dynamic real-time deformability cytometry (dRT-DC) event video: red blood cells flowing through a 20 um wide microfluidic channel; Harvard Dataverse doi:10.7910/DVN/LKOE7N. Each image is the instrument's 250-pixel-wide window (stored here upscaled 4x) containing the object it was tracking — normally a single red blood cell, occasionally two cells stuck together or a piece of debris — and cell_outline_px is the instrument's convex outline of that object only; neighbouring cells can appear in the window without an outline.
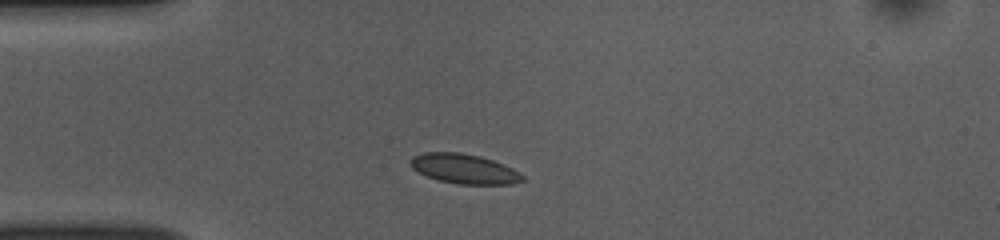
{"species": "common noctule bat (a hibernating species)", "species_latin": "Nyctalus noctula", "temperature_condition": "room temperature", "stored_images_in_passage": 40, "camera_frame_rate_fps": 3000, "um_per_image_px": 0.085, "animal": {"sex": "female", "body_mass_g": 10.0, "forearm_length_mm": 53.1}, "frame": {"image": 1, "passage_image": 1, "time_ms": 0.0, "image_size_px": [1000, 240], "cell_outline_px": [[524, 180], [512, 184], [460, 184], [440, 180], [428, 176], [412, 168], [408, 164], [408, 160], [412, 156], [424, 152], [460, 152], [480, 156], [504, 164], [520, 172], [524, 176]], "centroid_in_image_um": [39.45, 14.33], "position_along_channel_um": 45.6, "area_um2": 19.42}}
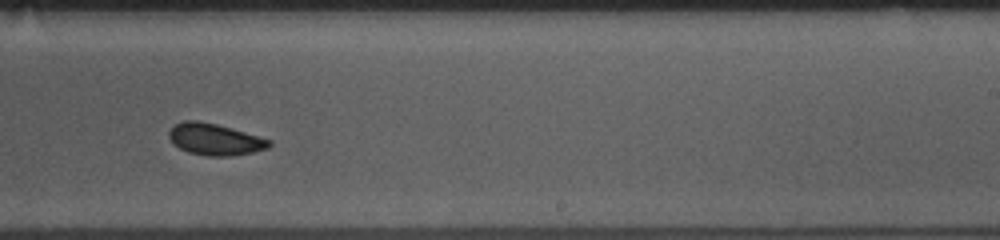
{"frame": {"image": 2, "passage_image": 20, "time_ms": 6.333, "image_size_px": [1000, 240], "cell_outline_px": [[272, 144], [268, 148], [252, 152], [232, 156], [208, 156], [188, 152], [172, 144], [168, 136], [168, 132], [176, 124], [184, 120], [196, 120], [216, 124], [232, 128], [272, 140]], "centroid_in_image_um": [18.26, 11.85], "position_along_channel_um": 270.7, "area_um2": 18.5}}
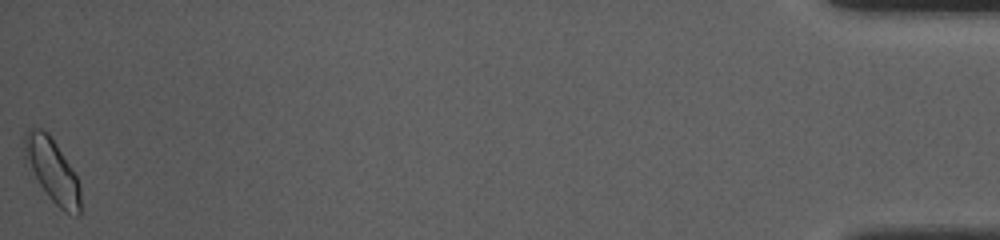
{"frame": {"image": 3, "passage_image": 40, "time_ms": 13.0, "image_size_px": [1000, 240], "cell_outline_px": [[80, 216], [76, 216], [64, 212], [48, 196], [24, 160], [24, 136], [28, 128], [32, 124], [48, 132], [56, 144], [76, 176], [80, 188]], "centroid_in_image_um": [4.42, 14.45], "position_along_channel_um": 430.8, "area_um2": 20.63}, "authors_computed_cell_mechanics": {"area_um2": 18.496, "velocity_mm_per_s": 3.8192, "shape_relaxation_time_tau1_ms": 9.3534, "shape_relaxation_time_tau2_ms": null, "deformation_change_tau1": 0.1648, "deformation_change_tau2": null}}